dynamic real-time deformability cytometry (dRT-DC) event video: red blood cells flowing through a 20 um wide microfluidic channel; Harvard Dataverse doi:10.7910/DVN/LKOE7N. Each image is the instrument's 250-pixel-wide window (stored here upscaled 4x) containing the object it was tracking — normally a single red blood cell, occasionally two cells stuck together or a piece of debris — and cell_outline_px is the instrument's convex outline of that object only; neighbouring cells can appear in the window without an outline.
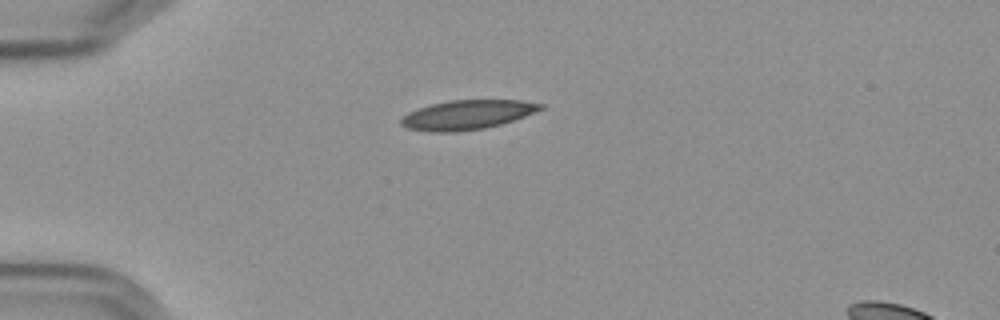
{"species": "Egyptian fruit bat (a non-hibernating species)", "species_latin": "Rousettus aegyptiacus", "temperature_condition": "cold", "stored_images_in_passage": 43, "camera_frame_rate_fps": 3000, "um_per_image_px": 0.085, "frame": {"image": 1, "passage_image": 1, "time_ms": 0.0, "image_size_px": [1000, 320], "cell_outline_px": [[544, 108], [524, 116], [500, 124], [484, 128], [456, 132], [432, 132], [408, 128], [400, 124], [400, 120], [408, 112], [432, 104], [448, 100], [520, 100], [544, 104]], "centroid_in_image_um": [39.7, 9.75], "position_along_channel_um": 45.3, "area_um2": 23.64}}
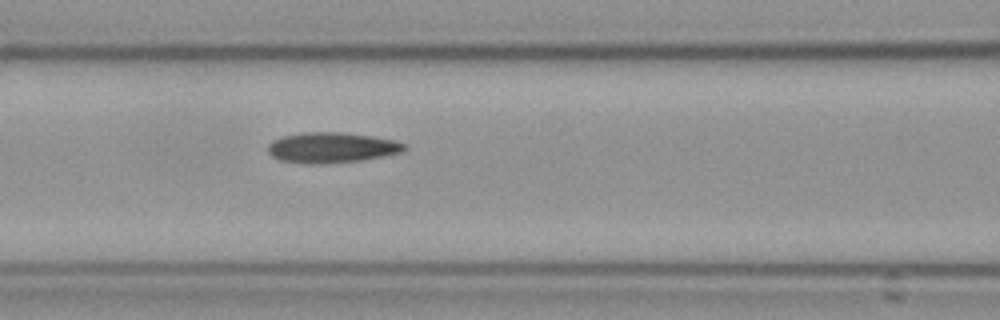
{"frame": {"image": 2, "passage_image": 11, "time_ms": 3.333, "image_size_px": [1000, 320], "cell_outline_px": [[408, 148], [404, 152], [384, 156], [360, 160], [280, 160], [272, 156], [268, 152], [268, 144], [272, 140], [280, 136], [300, 132], [340, 132], [372, 136], [396, 140], [408, 144]], "centroid_in_image_um": [28.28, 12.47], "position_along_channel_um": 138.3, "area_um2": 23.24}}
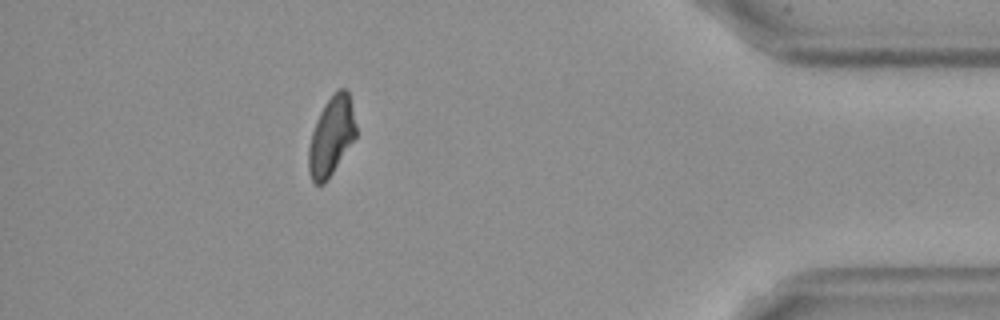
{"frame": {"image": 3, "passage_image": 37, "time_ms": 12.0, "image_size_px": [1000, 320], "cell_outline_px": [[356, 136], [324, 184], [316, 184], [312, 180], [308, 172], [308, 148], [312, 132], [316, 120], [324, 104], [336, 88], [348, 88], [356, 124]], "centroid_in_image_um": [28.15, 11.52], "position_along_channel_um": 407.0, "area_um2": 21.73}, "authors_computed_cell_mechanics": {"area_um2": 23.2356, "velocity_mm_per_s": 3.5885, "shape_relaxation_time_tau1_ms": null, "shape_relaxation_time_tau2_ms": 2.8506, "deformation_change_tau1": null, "deformation_change_tau2": 0.0785}}